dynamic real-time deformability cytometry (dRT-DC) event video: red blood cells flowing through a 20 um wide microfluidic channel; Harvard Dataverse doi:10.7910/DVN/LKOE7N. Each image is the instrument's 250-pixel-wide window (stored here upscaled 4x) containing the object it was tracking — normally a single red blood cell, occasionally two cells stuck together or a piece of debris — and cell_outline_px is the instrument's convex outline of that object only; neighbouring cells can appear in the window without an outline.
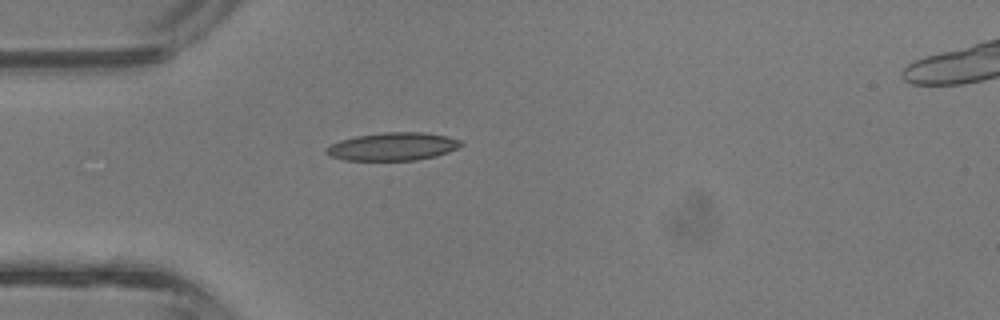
{"species": "common noctule bat (a hibernating species)", "species_latin": "Nyctalus noctula", "temperature_condition": "room temperature", "stored_images_in_passage": 1, "camera_frame_rate_fps": 3000, "um_per_image_px": 0.085, "animal": {"sex": "male", "body_mass_g": 13.3}, "frame": {"image": 1, "passage_image": 1, "time_ms": 0.0, "image_size_px": [1000, 320], "cell_outline_px": [[464, 144], [448, 152], [436, 156], [416, 160], [344, 160], [328, 156], [324, 152], [324, 148], [340, 140], [356, 136], [384, 132], [424, 132], [444, 136], [460, 140]], "centroid_in_image_um": [33.34, 12.46], "position_along_channel_um": 51.7, "area_um2": 21.96}}